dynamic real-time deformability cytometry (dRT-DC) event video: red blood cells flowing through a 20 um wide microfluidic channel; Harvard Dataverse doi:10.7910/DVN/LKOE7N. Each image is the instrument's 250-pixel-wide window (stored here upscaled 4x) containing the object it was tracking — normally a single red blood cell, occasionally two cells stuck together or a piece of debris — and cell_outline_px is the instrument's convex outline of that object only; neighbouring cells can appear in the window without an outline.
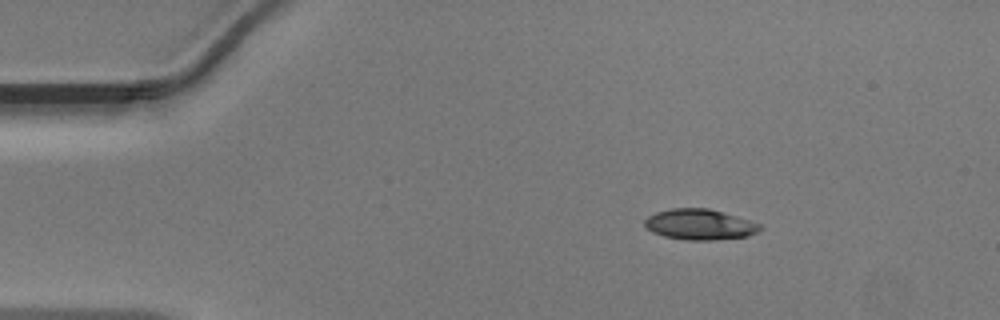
{"species": "Egyptian fruit bat (a non-hibernating species)", "species_latin": "Rousettus aegyptiacus", "temperature_condition": "warm", "stored_images_in_passage": 41, "camera_frame_rate_fps": 3000, "um_per_image_px": 0.085, "animal": {"sex": "male"}, "frame": {"image": 1, "passage_image": 1, "time_ms": 0.0, "image_size_px": [1000, 320], "cell_outline_px": [[764, 228], [748, 236], [716, 240], [688, 240], [664, 236], [652, 232], [644, 224], [644, 220], [648, 216], [656, 212], [672, 208], [708, 208], [724, 212], [760, 224]], "centroid_in_image_um": [59.48, 19.08], "position_along_channel_um": 25.5, "area_um2": 20.58}}
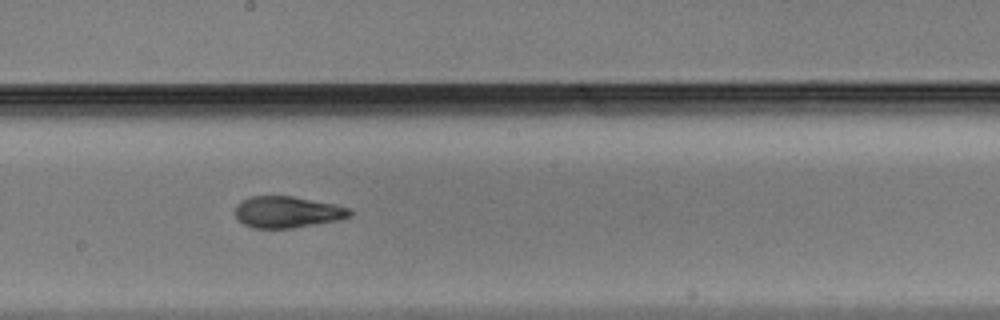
{"frame": {"image": 2, "passage_image": 20, "time_ms": 6.333, "image_size_px": [1000, 320], "cell_outline_px": [[352, 216], [340, 220], [292, 228], [256, 228], [244, 224], [236, 216], [236, 204], [240, 200], [248, 196], [292, 196], [352, 208]], "centroid_in_image_um": [24.44, 18.02], "position_along_channel_um": 223.8, "area_um2": 21.04}}
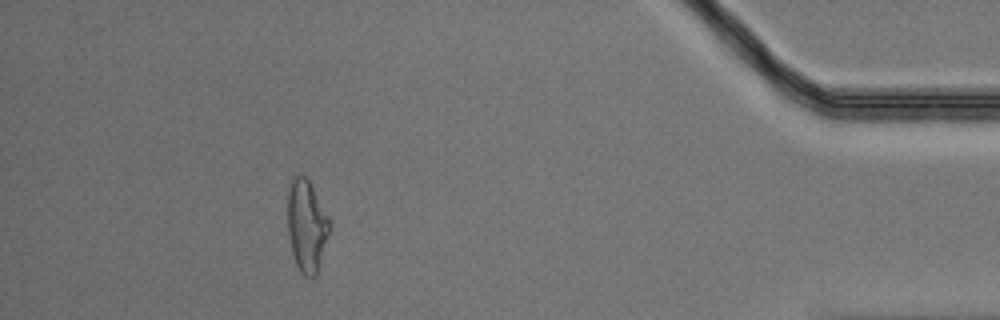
{"frame": {"image": 3, "passage_image": 37, "time_ms": 12.0, "image_size_px": [1000, 320], "cell_outline_px": [[332, 224], [316, 276], [304, 276], [300, 272], [296, 264], [292, 252], [288, 236], [288, 180], [292, 176], [304, 176], [308, 180], [328, 216]], "centroid_in_image_um": [26.06, 19.19], "position_along_channel_um": 409.1, "area_um2": 22.48}}